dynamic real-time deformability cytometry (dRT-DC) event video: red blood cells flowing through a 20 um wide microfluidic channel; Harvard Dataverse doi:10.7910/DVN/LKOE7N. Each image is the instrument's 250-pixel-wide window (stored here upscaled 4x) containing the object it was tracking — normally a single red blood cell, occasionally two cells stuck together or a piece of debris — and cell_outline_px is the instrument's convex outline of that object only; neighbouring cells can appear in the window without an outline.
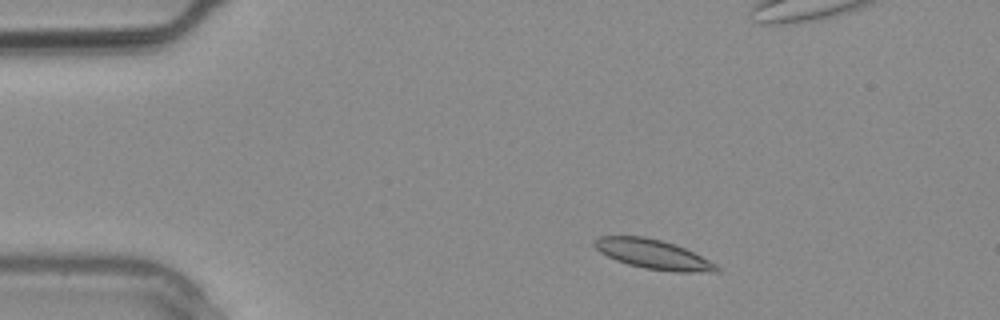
{"species": "common noctule bat (a hibernating species)", "species_latin": "Nyctalus noctula", "temperature_condition": "warm", "stored_images_in_passage": 3, "camera_frame_rate_fps": 3000, "um_per_image_px": 0.085, "animal": {"sex": "male", "body_mass_g": 20.4}, "frame": {"image": 1, "passage_image": 1, "time_ms": 0.0, "image_size_px": [1000, 320], "cell_outline_px": [[720, 272], [672, 272], [644, 268], [628, 264], [616, 260], [600, 252], [592, 244], [592, 240], [600, 236], [644, 236], [660, 240], [684, 248], [716, 264], [720, 268]], "centroid_in_image_um": [55.49, 21.62], "position_along_channel_um": 29.5, "area_um2": 20.87}}